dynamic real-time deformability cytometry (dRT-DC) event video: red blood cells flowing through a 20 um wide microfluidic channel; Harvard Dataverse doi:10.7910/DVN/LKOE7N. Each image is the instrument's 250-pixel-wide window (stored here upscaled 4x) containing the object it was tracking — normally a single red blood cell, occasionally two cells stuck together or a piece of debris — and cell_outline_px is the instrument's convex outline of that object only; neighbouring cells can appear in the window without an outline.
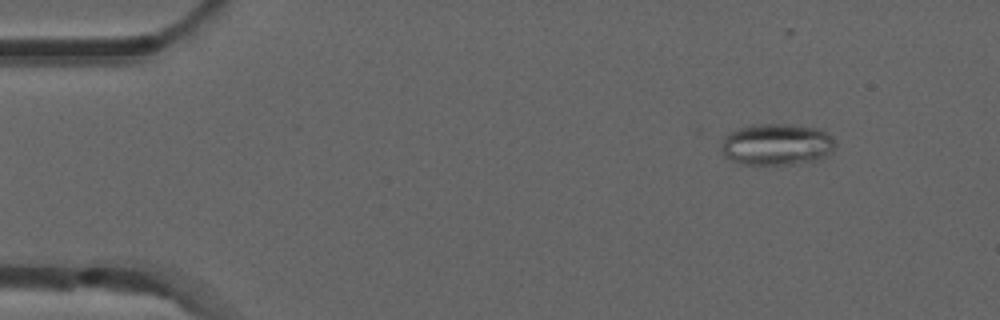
{"species": "common noctule bat (a hibernating species)", "species_latin": "Nyctalus noctula", "temperature_condition": "room temperature", "stored_images_in_passage": 5, "camera_frame_rate_fps": 3000, "um_per_image_px": 0.085, "animal": {"sex": "male", "forearm_length_mm": 52.5}, "frame": {"image": 1, "passage_image": 2, "time_ms": 0.333, "image_size_px": [1000, 320], "cell_outline_px": [[836, 144], [832, 152], [828, 156], [816, 160], [792, 164], [744, 164], [732, 160], [724, 156], [720, 148], [724, 136], [748, 124], [792, 124], [820, 128], [832, 136]], "centroid_in_image_um": [66.05, 12.26], "position_along_channel_um": 19.0, "area_um2": 27.92}}